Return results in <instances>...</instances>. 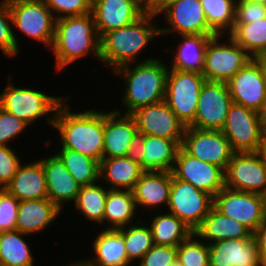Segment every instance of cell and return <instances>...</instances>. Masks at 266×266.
<instances>
[{
	"label": "cell",
	"mask_w": 266,
	"mask_h": 266,
	"mask_svg": "<svg viewBox=\"0 0 266 266\" xmlns=\"http://www.w3.org/2000/svg\"><path fill=\"white\" fill-rule=\"evenodd\" d=\"M69 96L57 108L53 127L58 130L61 148L70 149L101 162L104 149V111L71 112Z\"/></svg>",
	"instance_id": "6da1fadb"
},
{
	"label": "cell",
	"mask_w": 266,
	"mask_h": 266,
	"mask_svg": "<svg viewBox=\"0 0 266 266\" xmlns=\"http://www.w3.org/2000/svg\"><path fill=\"white\" fill-rule=\"evenodd\" d=\"M168 70L169 67L159 58L149 57L136 65L129 63L112 71L124 78L125 89L121 99L127 111L122 113L132 114L141 107L163 101Z\"/></svg>",
	"instance_id": "7a4b0ae2"
},
{
	"label": "cell",
	"mask_w": 266,
	"mask_h": 266,
	"mask_svg": "<svg viewBox=\"0 0 266 266\" xmlns=\"http://www.w3.org/2000/svg\"><path fill=\"white\" fill-rule=\"evenodd\" d=\"M57 71L74 64L88 54L100 61V36L92 13L56 19L51 48Z\"/></svg>",
	"instance_id": "3957f363"
},
{
	"label": "cell",
	"mask_w": 266,
	"mask_h": 266,
	"mask_svg": "<svg viewBox=\"0 0 266 266\" xmlns=\"http://www.w3.org/2000/svg\"><path fill=\"white\" fill-rule=\"evenodd\" d=\"M155 17L153 14H143L127 26L104 33L100 37V62L113 71L125 64H135L142 50L152 39L160 36Z\"/></svg>",
	"instance_id": "277c9868"
},
{
	"label": "cell",
	"mask_w": 266,
	"mask_h": 266,
	"mask_svg": "<svg viewBox=\"0 0 266 266\" xmlns=\"http://www.w3.org/2000/svg\"><path fill=\"white\" fill-rule=\"evenodd\" d=\"M65 98L67 97L51 96L41 90L25 88V86L18 88L8 80L3 92L0 93V107L28 125L52 113L46 119L53 127L57 108Z\"/></svg>",
	"instance_id": "5b68a950"
},
{
	"label": "cell",
	"mask_w": 266,
	"mask_h": 266,
	"mask_svg": "<svg viewBox=\"0 0 266 266\" xmlns=\"http://www.w3.org/2000/svg\"><path fill=\"white\" fill-rule=\"evenodd\" d=\"M205 81L198 72L168 70L164 101L186 127L194 122L200 90Z\"/></svg>",
	"instance_id": "8992f818"
},
{
	"label": "cell",
	"mask_w": 266,
	"mask_h": 266,
	"mask_svg": "<svg viewBox=\"0 0 266 266\" xmlns=\"http://www.w3.org/2000/svg\"><path fill=\"white\" fill-rule=\"evenodd\" d=\"M221 37L216 35L208 41L202 75L208 81L227 83L253 57L230 36L223 43Z\"/></svg>",
	"instance_id": "52a82bcc"
},
{
	"label": "cell",
	"mask_w": 266,
	"mask_h": 266,
	"mask_svg": "<svg viewBox=\"0 0 266 266\" xmlns=\"http://www.w3.org/2000/svg\"><path fill=\"white\" fill-rule=\"evenodd\" d=\"M12 26L49 49L54 40L56 18L44 0H17L9 3Z\"/></svg>",
	"instance_id": "ba28073f"
},
{
	"label": "cell",
	"mask_w": 266,
	"mask_h": 266,
	"mask_svg": "<svg viewBox=\"0 0 266 266\" xmlns=\"http://www.w3.org/2000/svg\"><path fill=\"white\" fill-rule=\"evenodd\" d=\"M214 198L171 172L168 212L181 219L194 232L213 207Z\"/></svg>",
	"instance_id": "9c48e42d"
},
{
	"label": "cell",
	"mask_w": 266,
	"mask_h": 266,
	"mask_svg": "<svg viewBox=\"0 0 266 266\" xmlns=\"http://www.w3.org/2000/svg\"><path fill=\"white\" fill-rule=\"evenodd\" d=\"M213 206L225 216L246 226L253 234L266 218V196L222 188Z\"/></svg>",
	"instance_id": "30bf717a"
},
{
	"label": "cell",
	"mask_w": 266,
	"mask_h": 266,
	"mask_svg": "<svg viewBox=\"0 0 266 266\" xmlns=\"http://www.w3.org/2000/svg\"><path fill=\"white\" fill-rule=\"evenodd\" d=\"M222 133L234 152H256L264 136L258 112L232 103L229 107Z\"/></svg>",
	"instance_id": "8fae6325"
},
{
	"label": "cell",
	"mask_w": 266,
	"mask_h": 266,
	"mask_svg": "<svg viewBox=\"0 0 266 266\" xmlns=\"http://www.w3.org/2000/svg\"><path fill=\"white\" fill-rule=\"evenodd\" d=\"M224 176L228 189L266 196V164L258 151L234 152Z\"/></svg>",
	"instance_id": "7c38bea8"
},
{
	"label": "cell",
	"mask_w": 266,
	"mask_h": 266,
	"mask_svg": "<svg viewBox=\"0 0 266 266\" xmlns=\"http://www.w3.org/2000/svg\"><path fill=\"white\" fill-rule=\"evenodd\" d=\"M232 103L227 83L206 80L200 90L194 122L189 127L221 131Z\"/></svg>",
	"instance_id": "4fadbf2b"
},
{
	"label": "cell",
	"mask_w": 266,
	"mask_h": 266,
	"mask_svg": "<svg viewBox=\"0 0 266 266\" xmlns=\"http://www.w3.org/2000/svg\"><path fill=\"white\" fill-rule=\"evenodd\" d=\"M181 147L191 156L221 167L224 171L234 151L219 130L186 127Z\"/></svg>",
	"instance_id": "5bb4252c"
},
{
	"label": "cell",
	"mask_w": 266,
	"mask_h": 266,
	"mask_svg": "<svg viewBox=\"0 0 266 266\" xmlns=\"http://www.w3.org/2000/svg\"><path fill=\"white\" fill-rule=\"evenodd\" d=\"M171 172L175 178L192 184L213 198L225 187V171L221 167L191 156L181 146Z\"/></svg>",
	"instance_id": "9a60e30c"
},
{
	"label": "cell",
	"mask_w": 266,
	"mask_h": 266,
	"mask_svg": "<svg viewBox=\"0 0 266 266\" xmlns=\"http://www.w3.org/2000/svg\"><path fill=\"white\" fill-rule=\"evenodd\" d=\"M233 103L260 112L266 99V81L259 63L253 58L228 82Z\"/></svg>",
	"instance_id": "2e32d148"
},
{
	"label": "cell",
	"mask_w": 266,
	"mask_h": 266,
	"mask_svg": "<svg viewBox=\"0 0 266 266\" xmlns=\"http://www.w3.org/2000/svg\"><path fill=\"white\" fill-rule=\"evenodd\" d=\"M139 132L169 140H183L186 126L163 100L141 107L131 114Z\"/></svg>",
	"instance_id": "e0dca14e"
},
{
	"label": "cell",
	"mask_w": 266,
	"mask_h": 266,
	"mask_svg": "<svg viewBox=\"0 0 266 266\" xmlns=\"http://www.w3.org/2000/svg\"><path fill=\"white\" fill-rule=\"evenodd\" d=\"M163 12L170 27H159L160 36L173 32L179 35L216 34L208 26L200 0H180Z\"/></svg>",
	"instance_id": "ac0fdd59"
},
{
	"label": "cell",
	"mask_w": 266,
	"mask_h": 266,
	"mask_svg": "<svg viewBox=\"0 0 266 266\" xmlns=\"http://www.w3.org/2000/svg\"><path fill=\"white\" fill-rule=\"evenodd\" d=\"M91 13L100 37L135 22L144 14L134 0H92Z\"/></svg>",
	"instance_id": "d6986e66"
},
{
	"label": "cell",
	"mask_w": 266,
	"mask_h": 266,
	"mask_svg": "<svg viewBox=\"0 0 266 266\" xmlns=\"http://www.w3.org/2000/svg\"><path fill=\"white\" fill-rule=\"evenodd\" d=\"M209 246V266H262L255 237L225 239Z\"/></svg>",
	"instance_id": "ffe728a7"
},
{
	"label": "cell",
	"mask_w": 266,
	"mask_h": 266,
	"mask_svg": "<svg viewBox=\"0 0 266 266\" xmlns=\"http://www.w3.org/2000/svg\"><path fill=\"white\" fill-rule=\"evenodd\" d=\"M117 108L104 110V149L102 158L126 156L134 135L138 131L134 117Z\"/></svg>",
	"instance_id": "44dd1931"
},
{
	"label": "cell",
	"mask_w": 266,
	"mask_h": 266,
	"mask_svg": "<svg viewBox=\"0 0 266 266\" xmlns=\"http://www.w3.org/2000/svg\"><path fill=\"white\" fill-rule=\"evenodd\" d=\"M40 160L45 173L48 198L63 211L64 204L76 201L81 185L56 154Z\"/></svg>",
	"instance_id": "7402d4cb"
},
{
	"label": "cell",
	"mask_w": 266,
	"mask_h": 266,
	"mask_svg": "<svg viewBox=\"0 0 266 266\" xmlns=\"http://www.w3.org/2000/svg\"><path fill=\"white\" fill-rule=\"evenodd\" d=\"M171 171H144L132 190L137 208H157L169 202Z\"/></svg>",
	"instance_id": "603a6c76"
},
{
	"label": "cell",
	"mask_w": 266,
	"mask_h": 266,
	"mask_svg": "<svg viewBox=\"0 0 266 266\" xmlns=\"http://www.w3.org/2000/svg\"><path fill=\"white\" fill-rule=\"evenodd\" d=\"M5 189L19 201L48 198L41 160L20 164Z\"/></svg>",
	"instance_id": "cb8c5ba5"
},
{
	"label": "cell",
	"mask_w": 266,
	"mask_h": 266,
	"mask_svg": "<svg viewBox=\"0 0 266 266\" xmlns=\"http://www.w3.org/2000/svg\"><path fill=\"white\" fill-rule=\"evenodd\" d=\"M61 210L49 198L20 201L16 230L32 235L42 232L61 214Z\"/></svg>",
	"instance_id": "d4e9b609"
},
{
	"label": "cell",
	"mask_w": 266,
	"mask_h": 266,
	"mask_svg": "<svg viewBox=\"0 0 266 266\" xmlns=\"http://www.w3.org/2000/svg\"><path fill=\"white\" fill-rule=\"evenodd\" d=\"M194 233L198 238L206 240L205 242L209 241L208 244L225 239H248L254 236L246 226L225 216L214 206Z\"/></svg>",
	"instance_id": "484cf974"
},
{
	"label": "cell",
	"mask_w": 266,
	"mask_h": 266,
	"mask_svg": "<svg viewBox=\"0 0 266 266\" xmlns=\"http://www.w3.org/2000/svg\"><path fill=\"white\" fill-rule=\"evenodd\" d=\"M94 255L91 259L82 260L88 266H129L125 242L117 229L103 228L93 241Z\"/></svg>",
	"instance_id": "4316f807"
},
{
	"label": "cell",
	"mask_w": 266,
	"mask_h": 266,
	"mask_svg": "<svg viewBox=\"0 0 266 266\" xmlns=\"http://www.w3.org/2000/svg\"><path fill=\"white\" fill-rule=\"evenodd\" d=\"M217 34L180 35L176 54L169 68L179 71L203 73L208 41Z\"/></svg>",
	"instance_id": "83f0119b"
},
{
	"label": "cell",
	"mask_w": 266,
	"mask_h": 266,
	"mask_svg": "<svg viewBox=\"0 0 266 266\" xmlns=\"http://www.w3.org/2000/svg\"><path fill=\"white\" fill-rule=\"evenodd\" d=\"M144 170L127 156L102 158L100 180L110 184L109 189L133 190Z\"/></svg>",
	"instance_id": "f1b7e54d"
},
{
	"label": "cell",
	"mask_w": 266,
	"mask_h": 266,
	"mask_svg": "<svg viewBox=\"0 0 266 266\" xmlns=\"http://www.w3.org/2000/svg\"><path fill=\"white\" fill-rule=\"evenodd\" d=\"M138 210L131 190L109 189L105 202L103 223L106 229H118L133 224Z\"/></svg>",
	"instance_id": "f546056e"
},
{
	"label": "cell",
	"mask_w": 266,
	"mask_h": 266,
	"mask_svg": "<svg viewBox=\"0 0 266 266\" xmlns=\"http://www.w3.org/2000/svg\"><path fill=\"white\" fill-rule=\"evenodd\" d=\"M182 141L145 135L143 170L172 171Z\"/></svg>",
	"instance_id": "4dcf8cb0"
},
{
	"label": "cell",
	"mask_w": 266,
	"mask_h": 266,
	"mask_svg": "<svg viewBox=\"0 0 266 266\" xmlns=\"http://www.w3.org/2000/svg\"><path fill=\"white\" fill-rule=\"evenodd\" d=\"M149 227L153 243L158 246L177 247L194 233L181 219L169 212L153 217Z\"/></svg>",
	"instance_id": "1f68e13d"
},
{
	"label": "cell",
	"mask_w": 266,
	"mask_h": 266,
	"mask_svg": "<svg viewBox=\"0 0 266 266\" xmlns=\"http://www.w3.org/2000/svg\"><path fill=\"white\" fill-rule=\"evenodd\" d=\"M25 235L18 230L0 232V266H34L35 259Z\"/></svg>",
	"instance_id": "d6a6232c"
},
{
	"label": "cell",
	"mask_w": 266,
	"mask_h": 266,
	"mask_svg": "<svg viewBox=\"0 0 266 266\" xmlns=\"http://www.w3.org/2000/svg\"><path fill=\"white\" fill-rule=\"evenodd\" d=\"M55 154L81 186L90 185L100 180L99 161L65 148H60V151H56Z\"/></svg>",
	"instance_id": "836d02e7"
},
{
	"label": "cell",
	"mask_w": 266,
	"mask_h": 266,
	"mask_svg": "<svg viewBox=\"0 0 266 266\" xmlns=\"http://www.w3.org/2000/svg\"><path fill=\"white\" fill-rule=\"evenodd\" d=\"M109 189L96 183L81 186L77 199L74 202L75 208L85 216L86 220L103 225L105 202Z\"/></svg>",
	"instance_id": "e575fe53"
},
{
	"label": "cell",
	"mask_w": 266,
	"mask_h": 266,
	"mask_svg": "<svg viewBox=\"0 0 266 266\" xmlns=\"http://www.w3.org/2000/svg\"><path fill=\"white\" fill-rule=\"evenodd\" d=\"M200 1L203 7V11L208 26L217 35L228 36L233 31V25L235 22L236 0H200Z\"/></svg>",
	"instance_id": "d590c367"
},
{
	"label": "cell",
	"mask_w": 266,
	"mask_h": 266,
	"mask_svg": "<svg viewBox=\"0 0 266 266\" xmlns=\"http://www.w3.org/2000/svg\"><path fill=\"white\" fill-rule=\"evenodd\" d=\"M141 221H136L134 224L118 228L125 242V251L128 261L141 260L145 253L153 246V237L151 229ZM145 225V226H144Z\"/></svg>",
	"instance_id": "8d00e7d4"
},
{
	"label": "cell",
	"mask_w": 266,
	"mask_h": 266,
	"mask_svg": "<svg viewBox=\"0 0 266 266\" xmlns=\"http://www.w3.org/2000/svg\"><path fill=\"white\" fill-rule=\"evenodd\" d=\"M229 36L254 58L266 49V17L240 23Z\"/></svg>",
	"instance_id": "74e56055"
},
{
	"label": "cell",
	"mask_w": 266,
	"mask_h": 266,
	"mask_svg": "<svg viewBox=\"0 0 266 266\" xmlns=\"http://www.w3.org/2000/svg\"><path fill=\"white\" fill-rule=\"evenodd\" d=\"M196 237L193 233L177 246V260L182 266H209V246Z\"/></svg>",
	"instance_id": "f35d334b"
},
{
	"label": "cell",
	"mask_w": 266,
	"mask_h": 266,
	"mask_svg": "<svg viewBox=\"0 0 266 266\" xmlns=\"http://www.w3.org/2000/svg\"><path fill=\"white\" fill-rule=\"evenodd\" d=\"M12 24L9 3L0 1V50L5 56L15 57L19 54V42L15 35Z\"/></svg>",
	"instance_id": "ab89813d"
},
{
	"label": "cell",
	"mask_w": 266,
	"mask_h": 266,
	"mask_svg": "<svg viewBox=\"0 0 266 266\" xmlns=\"http://www.w3.org/2000/svg\"><path fill=\"white\" fill-rule=\"evenodd\" d=\"M44 1L47 7L54 14L56 19L91 13L92 0H44Z\"/></svg>",
	"instance_id": "60d3db41"
},
{
	"label": "cell",
	"mask_w": 266,
	"mask_h": 266,
	"mask_svg": "<svg viewBox=\"0 0 266 266\" xmlns=\"http://www.w3.org/2000/svg\"><path fill=\"white\" fill-rule=\"evenodd\" d=\"M19 203L5 188L0 189V232L16 229Z\"/></svg>",
	"instance_id": "b9f144b4"
},
{
	"label": "cell",
	"mask_w": 266,
	"mask_h": 266,
	"mask_svg": "<svg viewBox=\"0 0 266 266\" xmlns=\"http://www.w3.org/2000/svg\"><path fill=\"white\" fill-rule=\"evenodd\" d=\"M28 126L22 119L0 107V146L11 145L10 141Z\"/></svg>",
	"instance_id": "7bdbcfd3"
},
{
	"label": "cell",
	"mask_w": 266,
	"mask_h": 266,
	"mask_svg": "<svg viewBox=\"0 0 266 266\" xmlns=\"http://www.w3.org/2000/svg\"><path fill=\"white\" fill-rule=\"evenodd\" d=\"M266 17V5L251 0H236L233 30L240 23H250Z\"/></svg>",
	"instance_id": "ee69618b"
},
{
	"label": "cell",
	"mask_w": 266,
	"mask_h": 266,
	"mask_svg": "<svg viewBox=\"0 0 266 266\" xmlns=\"http://www.w3.org/2000/svg\"><path fill=\"white\" fill-rule=\"evenodd\" d=\"M21 162L11 147L0 146V189L11 182Z\"/></svg>",
	"instance_id": "f6af8a7d"
},
{
	"label": "cell",
	"mask_w": 266,
	"mask_h": 266,
	"mask_svg": "<svg viewBox=\"0 0 266 266\" xmlns=\"http://www.w3.org/2000/svg\"><path fill=\"white\" fill-rule=\"evenodd\" d=\"M177 259V247L154 245L148 250L138 266H169Z\"/></svg>",
	"instance_id": "bcb514c9"
},
{
	"label": "cell",
	"mask_w": 266,
	"mask_h": 266,
	"mask_svg": "<svg viewBox=\"0 0 266 266\" xmlns=\"http://www.w3.org/2000/svg\"><path fill=\"white\" fill-rule=\"evenodd\" d=\"M144 142H145V134L137 131L126 153V156L130 158L133 162L138 163L142 169H143V156H144L143 154Z\"/></svg>",
	"instance_id": "7dc6e473"
},
{
	"label": "cell",
	"mask_w": 266,
	"mask_h": 266,
	"mask_svg": "<svg viewBox=\"0 0 266 266\" xmlns=\"http://www.w3.org/2000/svg\"><path fill=\"white\" fill-rule=\"evenodd\" d=\"M253 235L258 244L262 266H266V218Z\"/></svg>",
	"instance_id": "c3c4849f"
},
{
	"label": "cell",
	"mask_w": 266,
	"mask_h": 266,
	"mask_svg": "<svg viewBox=\"0 0 266 266\" xmlns=\"http://www.w3.org/2000/svg\"><path fill=\"white\" fill-rule=\"evenodd\" d=\"M165 10V0H144V14L159 16Z\"/></svg>",
	"instance_id": "681fc988"
},
{
	"label": "cell",
	"mask_w": 266,
	"mask_h": 266,
	"mask_svg": "<svg viewBox=\"0 0 266 266\" xmlns=\"http://www.w3.org/2000/svg\"><path fill=\"white\" fill-rule=\"evenodd\" d=\"M254 59L259 63L263 71L264 79L266 81V49L260 51Z\"/></svg>",
	"instance_id": "f907efd6"
},
{
	"label": "cell",
	"mask_w": 266,
	"mask_h": 266,
	"mask_svg": "<svg viewBox=\"0 0 266 266\" xmlns=\"http://www.w3.org/2000/svg\"><path fill=\"white\" fill-rule=\"evenodd\" d=\"M258 152L260 153L264 163L266 164V138L264 136H263Z\"/></svg>",
	"instance_id": "816d5d0a"
},
{
	"label": "cell",
	"mask_w": 266,
	"mask_h": 266,
	"mask_svg": "<svg viewBox=\"0 0 266 266\" xmlns=\"http://www.w3.org/2000/svg\"><path fill=\"white\" fill-rule=\"evenodd\" d=\"M259 115H260L261 122H262V124L264 126L266 124V99H265L263 108L259 112Z\"/></svg>",
	"instance_id": "f5cc1de1"
},
{
	"label": "cell",
	"mask_w": 266,
	"mask_h": 266,
	"mask_svg": "<svg viewBox=\"0 0 266 266\" xmlns=\"http://www.w3.org/2000/svg\"><path fill=\"white\" fill-rule=\"evenodd\" d=\"M67 266H88L84 261H81V260H77L75 261V263H71L70 265H67Z\"/></svg>",
	"instance_id": "db71d44e"
},
{
	"label": "cell",
	"mask_w": 266,
	"mask_h": 266,
	"mask_svg": "<svg viewBox=\"0 0 266 266\" xmlns=\"http://www.w3.org/2000/svg\"><path fill=\"white\" fill-rule=\"evenodd\" d=\"M137 4H139L141 11L144 13V0H134Z\"/></svg>",
	"instance_id": "11a10c76"
},
{
	"label": "cell",
	"mask_w": 266,
	"mask_h": 266,
	"mask_svg": "<svg viewBox=\"0 0 266 266\" xmlns=\"http://www.w3.org/2000/svg\"><path fill=\"white\" fill-rule=\"evenodd\" d=\"M178 1H180V0H165V9H166L169 5H171V4L175 3V2H178Z\"/></svg>",
	"instance_id": "9f6ffc18"
},
{
	"label": "cell",
	"mask_w": 266,
	"mask_h": 266,
	"mask_svg": "<svg viewBox=\"0 0 266 266\" xmlns=\"http://www.w3.org/2000/svg\"><path fill=\"white\" fill-rule=\"evenodd\" d=\"M169 266H182L181 263L176 259L172 264Z\"/></svg>",
	"instance_id": "6f0895ef"
},
{
	"label": "cell",
	"mask_w": 266,
	"mask_h": 266,
	"mask_svg": "<svg viewBox=\"0 0 266 266\" xmlns=\"http://www.w3.org/2000/svg\"><path fill=\"white\" fill-rule=\"evenodd\" d=\"M251 1L266 5V0H251Z\"/></svg>",
	"instance_id": "680465c9"
},
{
	"label": "cell",
	"mask_w": 266,
	"mask_h": 266,
	"mask_svg": "<svg viewBox=\"0 0 266 266\" xmlns=\"http://www.w3.org/2000/svg\"><path fill=\"white\" fill-rule=\"evenodd\" d=\"M263 130H264V137L266 138V124L263 126Z\"/></svg>",
	"instance_id": "91938a15"
},
{
	"label": "cell",
	"mask_w": 266,
	"mask_h": 266,
	"mask_svg": "<svg viewBox=\"0 0 266 266\" xmlns=\"http://www.w3.org/2000/svg\"><path fill=\"white\" fill-rule=\"evenodd\" d=\"M7 3H11L13 1H17V0H5Z\"/></svg>",
	"instance_id": "94428289"
}]
</instances>
